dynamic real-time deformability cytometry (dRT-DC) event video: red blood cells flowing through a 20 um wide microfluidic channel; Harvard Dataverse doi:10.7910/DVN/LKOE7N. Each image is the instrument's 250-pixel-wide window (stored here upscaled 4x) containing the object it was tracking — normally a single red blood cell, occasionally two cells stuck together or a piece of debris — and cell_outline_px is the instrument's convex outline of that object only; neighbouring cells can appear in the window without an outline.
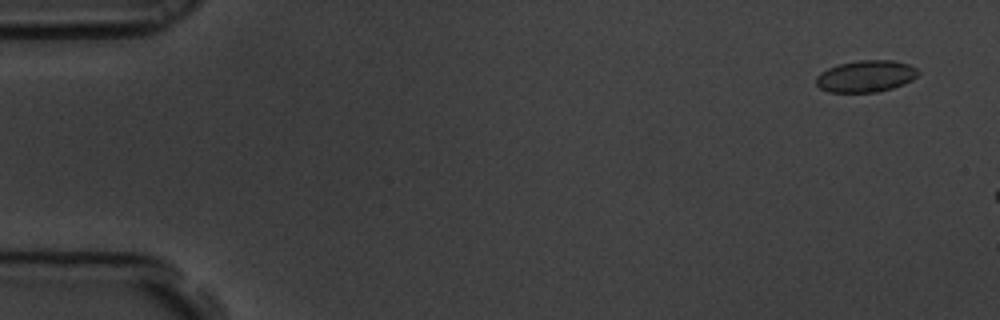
{"species": "common noctule bat (a hibernating species)", "species_latin": "Nyctalus noctula", "temperature_condition": "room temperature", "stored_images_in_passage": 10, "camera_frame_rate_fps": 3000, "um_per_image_px": 0.085, "animal": {"sex": "male", "body_mass_g": 19.5, "forearm_length_mm": 54.6}, "frame": {"image": 1, "passage_image": 4, "time_ms": 1.0, "image_size_px": [1000, 320], "cell_outline_px": [[920, 72], [912, 80], [904, 84], [892, 88], [876, 92], [828, 92], [820, 88], [816, 84], [816, 76], [820, 72], [828, 68], [840, 64], [860, 60], [892, 60], [908, 64], [916, 68]], "centroid_in_image_um": [73.59, 6.48], "position_along_channel_um": 11.4, "area_um2": 18.84}}